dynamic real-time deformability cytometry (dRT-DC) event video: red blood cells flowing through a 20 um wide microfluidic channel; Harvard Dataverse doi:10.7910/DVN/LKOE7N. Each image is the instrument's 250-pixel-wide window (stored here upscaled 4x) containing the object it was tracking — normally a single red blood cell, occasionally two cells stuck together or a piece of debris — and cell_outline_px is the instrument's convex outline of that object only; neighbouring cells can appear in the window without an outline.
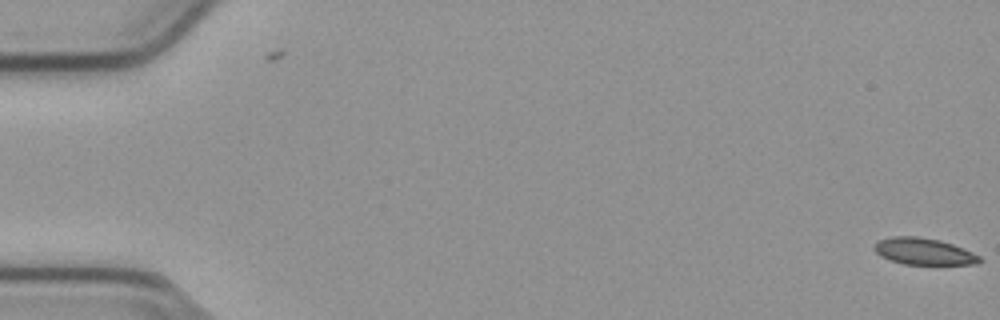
{"species": "common noctule bat (a hibernating species)", "species_latin": "Nyctalus noctula", "temperature_condition": "cold", "stored_images_in_passage": 2, "camera_frame_rate_fps": 3000, "um_per_image_px": 0.085, "animal": {"sex": "male", "body_mass_g": 23.1, "forearm_length_mm": 52.7}, "frame": {"image": 1, "passage_image": 2, "time_ms": 0.333, "image_size_px": [1000, 320], "cell_outline_px": [[984, 260], [980, 264], [904, 264], [888, 260], [880, 256], [872, 248], [880, 240], [892, 236], [916, 236], [940, 240], [964, 248], [980, 256]], "centroid_in_image_um": [78.54, 21.38], "position_along_channel_um": 6.5, "area_um2": 16.47}}